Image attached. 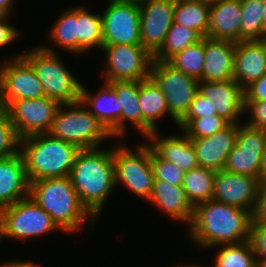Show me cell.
Returning a JSON list of instances; mask_svg holds the SVG:
<instances>
[{"label": "cell", "mask_w": 266, "mask_h": 267, "mask_svg": "<svg viewBox=\"0 0 266 267\" xmlns=\"http://www.w3.org/2000/svg\"><path fill=\"white\" fill-rule=\"evenodd\" d=\"M251 212L208 200L194 207L190 237L200 247L237 244L249 240Z\"/></svg>", "instance_id": "6da1fadb"}, {"label": "cell", "mask_w": 266, "mask_h": 267, "mask_svg": "<svg viewBox=\"0 0 266 267\" xmlns=\"http://www.w3.org/2000/svg\"><path fill=\"white\" fill-rule=\"evenodd\" d=\"M210 4L197 0H175L174 22L207 37Z\"/></svg>", "instance_id": "83f0119b"}, {"label": "cell", "mask_w": 266, "mask_h": 267, "mask_svg": "<svg viewBox=\"0 0 266 267\" xmlns=\"http://www.w3.org/2000/svg\"><path fill=\"white\" fill-rule=\"evenodd\" d=\"M49 134L81 150L98 148L104 139L112 137L81 101L59 107Z\"/></svg>", "instance_id": "8992f818"}, {"label": "cell", "mask_w": 266, "mask_h": 267, "mask_svg": "<svg viewBox=\"0 0 266 267\" xmlns=\"http://www.w3.org/2000/svg\"><path fill=\"white\" fill-rule=\"evenodd\" d=\"M249 242L257 261L266 260V225H252Z\"/></svg>", "instance_id": "ab89813d"}, {"label": "cell", "mask_w": 266, "mask_h": 267, "mask_svg": "<svg viewBox=\"0 0 266 267\" xmlns=\"http://www.w3.org/2000/svg\"><path fill=\"white\" fill-rule=\"evenodd\" d=\"M150 78L163 92L169 115L178 125L188 113L191 103L199 91V81L175 69L167 61L156 60L152 62Z\"/></svg>", "instance_id": "ba28073f"}, {"label": "cell", "mask_w": 266, "mask_h": 267, "mask_svg": "<svg viewBox=\"0 0 266 267\" xmlns=\"http://www.w3.org/2000/svg\"><path fill=\"white\" fill-rule=\"evenodd\" d=\"M21 56L33 67L46 97L61 105L80 101L82 84L64 67L53 48L39 46Z\"/></svg>", "instance_id": "5b68a950"}, {"label": "cell", "mask_w": 266, "mask_h": 267, "mask_svg": "<svg viewBox=\"0 0 266 267\" xmlns=\"http://www.w3.org/2000/svg\"><path fill=\"white\" fill-rule=\"evenodd\" d=\"M61 104L46 96L36 99H16L6 108L18 138L49 133Z\"/></svg>", "instance_id": "30bf717a"}, {"label": "cell", "mask_w": 266, "mask_h": 267, "mask_svg": "<svg viewBox=\"0 0 266 267\" xmlns=\"http://www.w3.org/2000/svg\"><path fill=\"white\" fill-rule=\"evenodd\" d=\"M50 36L65 50L78 53L77 8L64 11L53 25Z\"/></svg>", "instance_id": "836d02e7"}, {"label": "cell", "mask_w": 266, "mask_h": 267, "mask_svg": "<svg viewBox=\"0 0 266 267\" xmlns=\"http://www.w3.org/2000/svg\"><path fill=\"white\" fill-rule=\"evenodd\" d=\"M212 267H258V261L248 241L237 244H223Z\"/></svg>", "instance_id": "d6a6232c"}, {"label": "cell", "mask_w": 266, "mask_h": 267, "mask_svg": "<svg viewBox=\"0 0 266 267\" xmlns=\"http://www.w3.org/2000/svg\"><path fill=\"white\" fill-rule=\"evenodd\" d=\"M264 43H265V45H266V35L264 36V38H263V40H262Z\"/></svg>", "instance_id": "db71d44e"}, {"label": "cell", "mask_w": 266, "mask_h": 267, "mask_svg": "<svg viewBox=\"0 0 266 267\" xmlns=\"http://www.w3.org/2000/svg\"><path fill=\"white\" fill-rule=\"evenodd\" d=\"M13 7V0H0V18L9 16Z\"/></svg>", "instance_id": "f6af8a7d"}, {"label": "cell", "mask_w": 266, "mask_h": 267, "mask_svg": "<svg viewBox=\"0 0 266 267\" xmlns=\"http://www.w3.org/2000/svg\"><path fill=\"white\" fill-rule=\"evenodd\" d=\"M235 42L204 37L202 81H228L234 76Z\"/></svg>", "instance_id": "d6986e66"}, {"label": "cell", "mask_w": 266, "mask_h": 267, "mask_svg": "<svg viewBox=\"0 0 266 267\" xmlns=\"http://www.w3.org/2000/svg\"><path fill=\"white\" fill-rule=\"evenodd\" d=\"M246 111L252 118L245 125L266 131V101H244V113Z\"/></svg>", "instance_id": "f35d334b"}, {"label": "cell", "mask_w": 266, "mask_h": 267, "mask_svg": "<svg viewBox=\"0 0 266 267\" xmlns=\"http://www.w3.org/2000/svg\"><path fill=\"white\" fill-rule=\"evenodd\" d=\"M216 109L212 105V100L204 97L199 91L193 99L190 109L183 119H194L208 115H216Z\"/></svg>", "instance_id": "60d3db41"}, {"label": "cell", "mask_w": 266, "mask_h": 267, "mask_svg": "<svg viewBox=\"0 0 266 267\" xmlns=\"http://www.w3.org/2000/svg\"><path fill=\"white\" fill-rule=\"evenodd\" d=\"M101 18L103 45H141L139 1L110 2Z\"/></svg>", "instance_id": "7c38bea8"}, {"label": "cell", "mask_w": 266, "mask_h": 267, "mask_svg": "<svg viewBox=\"0 0 266 267\" xmlns=\"http://www.w3.org/2000/svg\"><path fill=\"white\" fill-rule=\"evenodd\" d=\"M266 179V139H265V149L262 156L261 165V180Z\"/></svg>", "instance_id": "7dc6e473"}, {"label": "cell", "mask_w": 266, "mask_h": 267, "mask_svg": "<svg viewBox=\"0 0 266 267\" xmlns=\"http://www.w3.org/2000/svg\"><path fill=\"white\" fill-rule=\"evenodd\" d=\"M199 92L209 100L217 115L229 124H238L244 112V89L234 80L199 81Z\"/></svg>", "instance_id": "ac0fdd59"}, {"label": "cell", "mask_w": 266, "mask_h": 267, "mask_svg": "<svg viewBox=\"0 0 266 267\" xmlns=\"http://www.w3.org/2000/svg\"><path fill=\"white\" fill-rule=\"evenodd\" d=\"M229 123L222 117L206 115L194 119H182L179 126L189 139L203 138L210 136L225 128Z\"/></svg>", "instance_id": "d590c367"}, {"label": "cell", "mask_w": 266, "mask_h": 267, "mask_svg": "<svg viewBox=\"0 0 266 267\" xmlns=\"http://www.w3.org/2000/svg\"><path fill=\"white\" fill-rule=\"evenodd\" d=\"M29 198L44 209L64 232H77L87 218L92 219L91 222L95 220L80 202L70 176L30 182Z\"/></svg>", "instance_id": "3957f363"}, {"label": "cell", "mask_w": 266, "mask_h": 267, "mask_svg": "<svg viewBox=\"0 0 266 267\" xmlns=\"http://www.w3.org/2000/svg\"><path fill=\"white\" fill-rule=\"evenodd\" d=\"M258 267H266V260L258 262Z\"/></svg>", "instance_id": "816d5d0a"}, {"label": "cell", "mask_w": 266, "mask_h": 267, "mask_svg": "<svg viewBox=\"0 0 266 267\" xmlns=\"http://www.w3.org/2000/svg\"><path fill=\"white\" fill-rule=\"evenodd\" d=\"M78 22V53H84L93 46L102 49V18L101 15L92 14L84 7L77 8Z\"/></svg>", "instance_id": "1f68e13d"}, {"label": "cell", "mask_w": 266, "mask_h": 267, "mask_svg": "<svg viewBox=\"0 0 266 267\" xmlns=\"http://www.w3.org/2000/svg\"><path fill=\"white\" fill-rule=\"evenodd\" d=\"M216 173L203 167L185 172L182 187L194 207L201 202L211 200Z\"/></svg>", "instance_id": "f1b7e54d"}, {"label": "cell", "mask_w": 266, "mask_h": 267, "mask_svg": "<svg viewBox=\"0 0 266 267\" xmlns=\"http://www.w3.org/2000/svg\"><path fill=\"white\" fill-rule=\"evenodd\" d=\"M155 206L165 211L170 217L189 222L191 225L194 206L188 200L182 186L171 185L166 181L154 180L152 192L148 199Z\"/></svg>", "instance_id": "cb8c5ba5"}, {"label": "cell", "mask_w": 266, "mask_h": 267, "mask_svg": "<svg viewBox=\"0 0 266 267\" xmlns=\"http://www.w3.org/2000/svg\"><path fill=\"white\" fill-rule=\"evenodd\" d=\"M60 229L51 216L29 197L0 210V242L5 237L23 239L38 237Z\"/></svg>", "instance_id": "52a82bcc"}, {"label": "cell", "mask_w": 266, "mask_h": 267, "mask_svg": "<svg viewBox=\"0 0 266 267\" xmlns=\"http://www.w3.org/2000/svg\"><path fill=\"white\" fill-rule=\"evenodd\" d=\"M240 41H262L266 35L263 24L264 0H240Z\"/></svg>", "instance_id": "f546056e"}, {"label": "cell", "mask_w": 266, "mask_h": 267, "mask_svg": "<svg viewBox=\"0 0 266 267\" xmlns=\"http://www.w3.org/2000/svg\"><path fill=\"white\" fill-rule=\"evenodd\" d=\"M104 85L99 90V93L94 96H91L82 85L80 101L84 106H88L87 109L98 119L113 138L115 136L121 137V105L113 88L105 81Z\"/></svg>", "instance_id": "44dd1931"}, {"label": "cell", "mask_w": 266, "mask_h": 267, "mask_svg": "<svg viewBox=\"0 0 266 267\" xmlns=\"http://www.w3.org/2000/svg\"><path fill=\"white\" fill-rule=\"evenodd\" d=\"M251 218L252 225H266V179L260 181Z\"/></svg>", "instance_id": "b9f144b4"}, {"label": "cell", "mask_w": 266, "mask_h": 267, "mask_svg": "<svg viewBox=\"0 0 266 267\" xmlns=\"http://www.w3.org/2000/svg\"><path fill=\"white\" fill-rule=\"evenodd\" d=\"M138 98L142 113V134L148 137L157 131L156 120L169 114L168 105L163 92L150 77L139 81Z\"/></svg>", "instance_id": "484cf974"}, {"label": "cell", "mask_w": 266, "mask_h": 267, "mask_svg": "<svg viewBox=\"0 0 266 267\" xmlns=\"http://www.w3.org/2000/svg\"><path fill=\"white\" fill-rule=\"evenodd\" d=\"M7 18H0V47L11 43L19 35L18 30L6 22Z\"/></svg>", "instance_id": "ee69618b"}, {"label": "cell", "mask_w": 266, "mask_h": 267, "mask_svg": "<svg viewBox=\"0 0 266 267\" xmlns=\"http://www.w3.org/2000/svg\"><path fill=\"white\" fill-rule=\"evenodd\" d=\"M244 101H266V74L244 89Z\"/></svg>", "instance_id": "7bdbcfd3"}, {"label": "cell", "mask_w": 266, "mask_h": 267, "mask_svg": "<svg viewBox=\"0 0 266 267\" xmlns=\"http://www.w3.org/2000/svg\"><path fill=\"white\" fill-rule=\"evenodd\" d=\"M238 131L239 123L228 124L210 136L191 139L198 166L215 172L223 170L227 157L236 144Z\"/></svg>", "instance_id": "e0dca14e"}, {"label": "cell", "mask_w": 266, "mask_h": 267, "mask_svg": "<svg viewBox=\"0 0 266 267\" xmlns=\"http://www.w3.org/2000/svg\"><path fill=\"white\" fill-rule=\"evenodd\" d=\"M141 45L154 56L174 22L175 0H140Z\"/></svg>", "instance_id": "9a60e30c"}, {"label": "cell", "mask_w": 266, "mask_h": 267, "mask_svg": "<svg viewBox=\"0 0 266 267\" xmlns=\"http://www.w3.org/2000/svg\"><path fill=\"white\" fill-rule=\"evenodd\" d=\"M134 151L123 144L113 148L115 185L123 183L134 194L148 200L154 181L151 147L144 144Z\"/></svg>", "instance_id": "9c48e42d"}, {"label": "cell", "mask_w": 266, "mask_h": 267, "mask_svg": "<svg viewBox=\"0 0 266 267\" xmlns=\"http://www.w3.org/2000/svg\"><path fill=\"white\" fill-rule=\"evenodd\" d=\"M266 131L239 125L236 144L227 157L224 170L261 181L262 156Z\"/></svg>", "instance_id": "5bb4252c"}, {"label": "cell", "mask_w": 266, "mask_h": 267, "mask_svg": "<svg viewBox=\"0 0 266 267\" xmlns=\"http://www.w3.org/2000/svg\"><path fill=\"white\" fill-rule=\"evenodd\" d=\"M241 1L220 0L210 5L207 37L240 41Z\"/></svg>", "instance_id": "603a6c76"}, {"label": "cell", "mask_w": 266, "mask_h": 267, "mask_svg": "<svg viewBox=\"0 0 266 267\" xmlns=\"http://www.w3.org/2000/svg\"><path fill=\"white\" fill-rule=\"evenodd\" d=\"M177 267H179V266H177ZM180 267H200V266H197V265H196V266H195V265H191V266H184V265H183V266H180Z\"/></svg>", "instance_id": "f5cc1de1"}, {"label": "cell", "mask_w": 266, "mask_h": 267, "mask_svg": "<svg viewBox=\"0 0 266 267\" xmlns=\"http://www.w3.org/2000/svg\"><path fill=\"white\" fill-rule=\"evenodd\" d=\"M260 180L251 176L221 170L216 173L211 200L252 213Z\"/></svg>", "instance_id": "2e32d148"}, {"label": "cell", "mask_w": 266, "mask_h": 267, "mask_svg": "<svg viewBox=\"0 0 266 267\" xmlns=\"http://www.w3.org/2000/svg\"><path fill=\"white\" fill-rule=\"evenodd\" d=\"M21 152L29 183L46 178L70 176L75 158L81 150L49 133L32 135L20 140Z\"/></svg>", "instance_id": "277c9868"}, {"label": "cell", "mask_w": 266, "mask_h": 267, "mask_svg": "<svg viewBox=\"0 0 266 267\" xmlns=\"http://www.w3.org/2000/svg\"><path fill=\"white\" fill-rule=\"evenodd\" d=\"M70 178L82 205L97 218L104 202L116 186L113 148L80 150Z\"/></svg>", "instance_id": "7a4b0ae2"}, {"label": "cell", "mask_w": 266, "mask_h": 267, "mask_svg": "<svg viewBox=\"0 0 266 267\" xmlns=\"http://www.w3.org/2000/svg\"><path fill=\"white\" fill-rule=\"evenodd\" d=\"M29 197V181L21 152L0 160V210Z\"/></svg>", "instance_id": "7402d4cb"}, {"label": "cell", "mask_w": 266, "mask_h": 267, "mask_svg": "<svg viewBox=\"0 0 266 267\" xmlns=\"http://www.w3.org/2000/svg\"><path fill=\"white\" fill-rule=\"evenodd\" d=\"M202 36L195 30L185 28L181 24L173 22L166 34L165 41L160 50L153 56L156 61H168L176 53L186 47L194 45L202 40Z\"/></svg>", "instance_id": "4dcf8cb0"}, {"label": "cell", "mask_w": 266, "mask_h": 267, "mask_svg": "<svg viewBox=\"0 0 266 267\" xmlns=\"http://www.w3.org/2000/svg\"><path fill=\"white\" fill-rule=\"evenodd\" d=\"M197 1H200V2H203V3H207V4H214L220 0H197Z\"/></svg>", "instance_id": "681fc988"}, {"label": "cell", "mask_w": 266, "mask_h": 267, "mask_svg": "<svg viewBox=\"0 0 266 267\" xmlns=\"http://www.w3.org/2000/svg\"><path fill=\"white\" fill-rule=\"evenodd\" d=\"M151 165L154 180L166 181L171 185L182 186L185 172L174 163L161 159L151 148Z\"/></svg>", "instance_id": "74e56055"}, {"label": "cell", "mask_w": 266, "mask_h": 267, "mask_svg": "<svg viewBox=\"0 0 266 267\" xmlns=\"http://www.w3.org/2000/svg\"><path fill=\"white\" fill-rule=\"evenodd\" d=\"M107 55L105 82L142 81L150 77L153 56L142 45H103Z\"/></svg>", "instance_id": "8fae6325"}, {"label": "cell", "mask_w": 266, "mask_h": 267, "mask_svg": "<svg viewBox=\"0 0 266 267\" xmlns=\"http://www.w3.org/2000/svg\"><path fill=\"white\" fill-rule=\"evenodd\" d=\"M0 267H38L35 264H32V262H24V261H14V262H8V263H4L2 265H0Z\"/></svg>", "instance_id": "bcb514c9"}, {"label": "cell", "mask_w": 266, "mask_h": 267, "mask_svg": "<svg viewBox=\"0 0 266 267\" xmlns=\"http://www.w3.org/2000/svg\"><path fill=\"white\" fill-rule=\"evenodd\" d=\"M147 139L153 143L151 145L149 143V146L161 159L174 163L184 172L199 167L191 139L185 134L182 137L167 136L160 138L158 132L154 131Z\"/></svg>", "instance_id": "d4e9b609"}, {"label": "cell", "mask_w": 266, "mask_h": 267, "mask_svg": "<svg viewBox=\"0 0 266 267\" xmlns=\"http://www.w3.org/2000/svg\"><path fill=\"white\" fill-rule=\"evenodd\" d=\"M41 81L33 67L20 55L1 64L0 103L6 108L16 99H36L44 97Z\"/></svg>", "instance_id": "4fadbf2b"}, {"label": "cell", "mask_w": 266, "mask_h": 267, "mask_svg": "<svg viewBox=\"0 0 266 267\" xmlns=\"http://www.w3.org/2000/svg\"><path fill=\"white\" fill-rule=\"evenodd\" d=\"M266 74V45L263 41L235 42L233 79L245 89Z\"/></svg>", "instance_id": "ffe728a7"}, {"label": "cell", "mask_w": 266, "mask_h": 267, "mask_svg": "<svg viewBox=\"0 0 266 267\" xmlns=\"http://www.w3.org/2000/svg\"><path fill=\"white\" fill-rule=\"evenodd\" d=\"M115 91L121 105V137L125 135V121L132 123L142 134V113L139 106V81L107 82Z\"/></svg>", "instance_id": "4316f807"}, {"label": "cell", "mask_w": 266, "mask_h": 267, "mask_svg": "<svg viewBox=\"0 0 266 267\" xmlns=\"http://www.w3.org/2000/svg\"><path fill=\"white\" fill-rule=\"evenodd\" d=\"M17 146H20V139L8 113L4 108H0V160L18 153Z\"/></svg>", "instance_id": "8d00e7d4"}, {"label": "cell", "mask_w": 266, "mask_h": 267, "mask_svg": "<svg viewBox=\"0 0 266 267\" xmlns=\"http://www.w3.org/2000/svg\"><path fill=\"white\" fill-rule=\"evenodd\" d=\"M263 24L266 30V0H264L263 4Z\"/></svg>", "instance_id": "c3c4849f"}, {"label": "cell", "mask_w": 266, "mask_h": 267, "mask_svg": "<svg viewBox=\"0 0 266 267\" xmlns=\"http://www.w3.org/2000/svg\"><path fill=\"white\" fill-rule=\"evenodd\" d=\"M175 69L184 72L198 81H202L204 62V38L198 43L176 53L168 61Z\"/></svg>", "instance_id": "e575fe53"}, {"label": "cell", "mask_w": 266, "mask_h": 267, "mask_svg": "<svg viewBox=\"0 0 266 267\" xmlns=\"http://www.w3.org/2000/svg\"><path fill=\"white\" fill-rule=\"evenodd\" d=\"M140 0H110V2H135Z\"/></svg>", "instance_id": "f907efd6"}]
</instances>
